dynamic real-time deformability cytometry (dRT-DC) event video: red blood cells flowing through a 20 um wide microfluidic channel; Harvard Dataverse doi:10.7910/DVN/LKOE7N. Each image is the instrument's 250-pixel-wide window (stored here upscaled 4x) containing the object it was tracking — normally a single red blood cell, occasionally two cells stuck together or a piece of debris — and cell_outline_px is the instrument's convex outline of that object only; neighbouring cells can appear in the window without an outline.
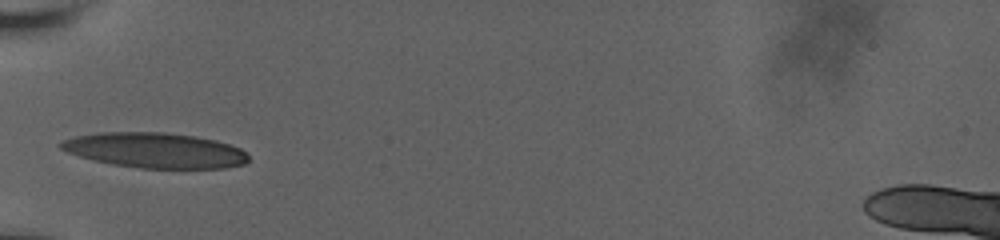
{"species": "human", "species_latin": "Homo sapiens", "temperature_condition": "room temperature", "stored_images_in_passage": 30, "camera_frame_rate_fps": 3000, "um_per_image_px": 0.085, "donor": {"sex": "male"}, "frame": {"image": 1, "passage_image": 1, "time_ms": 0.0, "image_size_px": [1000, 240], "cell_outline_px": [[248, 160], [244, 164], [224, 168], [140, 168], [112, 164], [92, 160], [68, 152], [60, 148], [56, 144], [64, 140], [76, 136], [96, 132], [164, 132], [196, 136], [216, 140], [240, 148], [248, 156]], "centroid_in_image_um": [13.15, 12.77], "position_along_channel_um": 71.8, "area_um2": 38.49}}
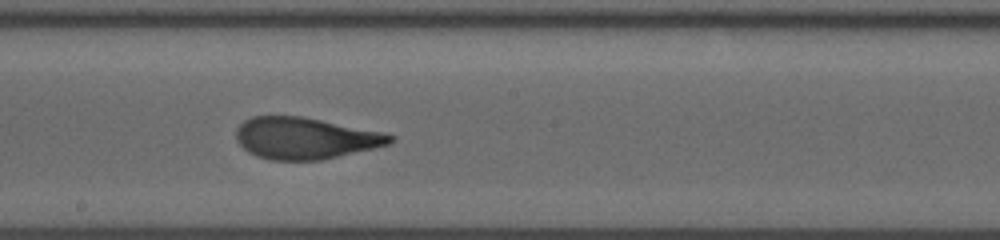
{"frame": {"image": 2, "passage_image": 13, "time_ms": 4.0, "image_size_px": [1000, 240], "cell_outline_px": [[396, 140], [388, 144], [372, 148], [320, 160], [272, 160], [256, 156], [248, 152], [236, 140], [236, 128], [244, 120], [252, 116], [304, 116], [384, 132], [396, 136]], "centroid_in_image_um": [25.93, 11.73], "position_along_channel_um": 222.3, "area_um2": 37.4}}
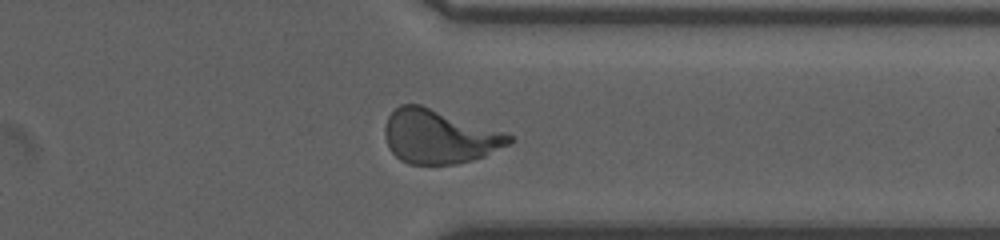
{"frame": {"image": 3, "passage_image": 25, "time_ms": 8.0, "image_size_px": [1000, 240], "cell_outline_px": [[512, 140], [508, 144], [484, 156], [472, 160], [456, 164], [408, 164], [400, 160], [388, 148], [384, 132], [384, 128], [388, 116], [400, 104], [420, 104], [508, 132], [512, 136]], "centroid_in_image_um": [37.32, 11.6], "position_along_channel_um": 374.1, "area_um2": 39.19}, "authors_computed_cell_mechanics": {"area_um2": 38.0035, "velocity_mm_per_s": 3.804, "shape_relaxation_time_tau1_ms": 3.9044, "shape_relaxation_time_tau2_ms": 0.9821, "deformation_change_tau1": 0.2181, "deformation_change_tau2": 0.0918}}